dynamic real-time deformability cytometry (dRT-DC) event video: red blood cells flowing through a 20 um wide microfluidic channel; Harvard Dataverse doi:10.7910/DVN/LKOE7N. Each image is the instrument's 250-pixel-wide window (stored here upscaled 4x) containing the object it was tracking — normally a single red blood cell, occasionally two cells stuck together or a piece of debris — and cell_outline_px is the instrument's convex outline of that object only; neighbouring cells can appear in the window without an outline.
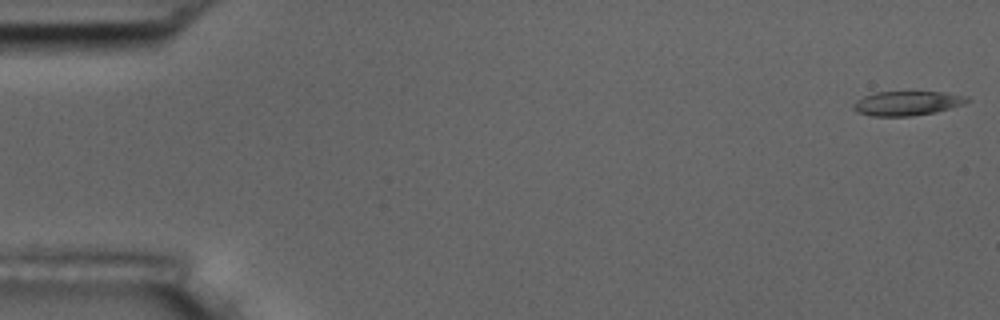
{"species": "common noctule bat (a hibernating species)", "species_latin": "Nyctalus noctula", "temperature_condition": "room temperature", "stored_images_in_passage": 55, "camera_frame_rate_fps": 3000, "um_per_image_px": 0.085, "animal": {"sex": "male", "body_mass_g": 17.5, "forearm_length_mm": 52.3}, "frame": {"image": 1, "passage_image": 1, "time_ms": 0.0, "image_size_px": [1000, 320], "cell_outline_px": [[972, 100], [964, 104], [936, 112], [912, 116], [872, 116], [856, 112], [852, 108], [852, 104], [856, 100], [864, 96], [876, 92], [944, 92], [968, 96]], "centroid_in_image_um": [77.11, 8.78], "position_along_channel_um": 7.9, "area_um2": 16.3}}
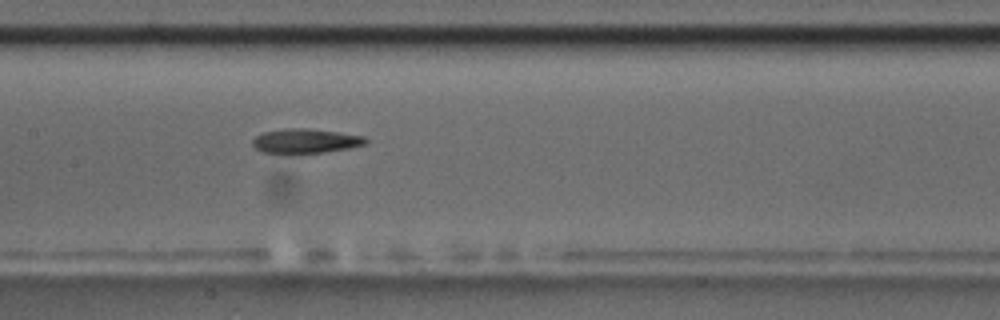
{"frame": {"image": 2, "passage_image": 27, "time_ms": 8.667, "image_size_px": [1000, 320], "cell_outline_px": [[368, 140], [364, 144], [348, 148], [324, 152], [260, 152], [252, 144], [252, 140], [256, 136], [264, 132], [288, 128], [308, 128], [364, 136]], "centroid_in_image_um": [25.95, 11.96], "position_along_channel_um": 181.4, "area_um2": 15.66}}
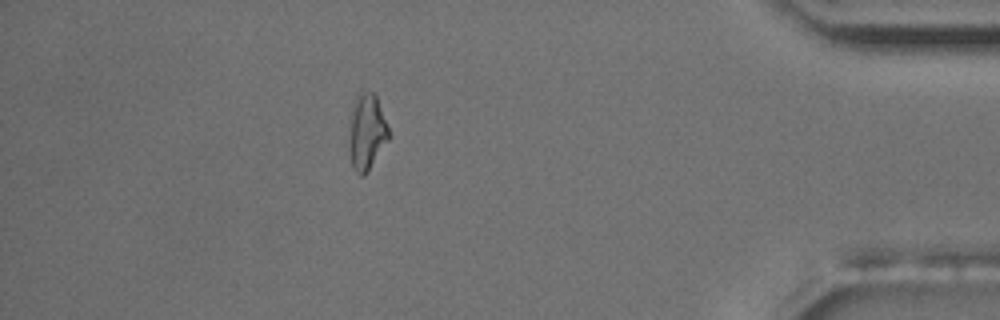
{"frame": {"image": 3, "passage_image": 49, "time_ms": 16.0, "image_size_px": [1000, 320], "cell_outline_px": [[388, 140], [368, 172], [364, 176], [360, 176], [352, 168], [348, 148], [348, 132], [352, 104], [356, 96], [360, 92], [372, 92], [376, 96], [388, 128]], "centroid_in_image_um": [31.12, 11.25], "position_along_channel_um": 404.1, "area_um2": 17.74}}